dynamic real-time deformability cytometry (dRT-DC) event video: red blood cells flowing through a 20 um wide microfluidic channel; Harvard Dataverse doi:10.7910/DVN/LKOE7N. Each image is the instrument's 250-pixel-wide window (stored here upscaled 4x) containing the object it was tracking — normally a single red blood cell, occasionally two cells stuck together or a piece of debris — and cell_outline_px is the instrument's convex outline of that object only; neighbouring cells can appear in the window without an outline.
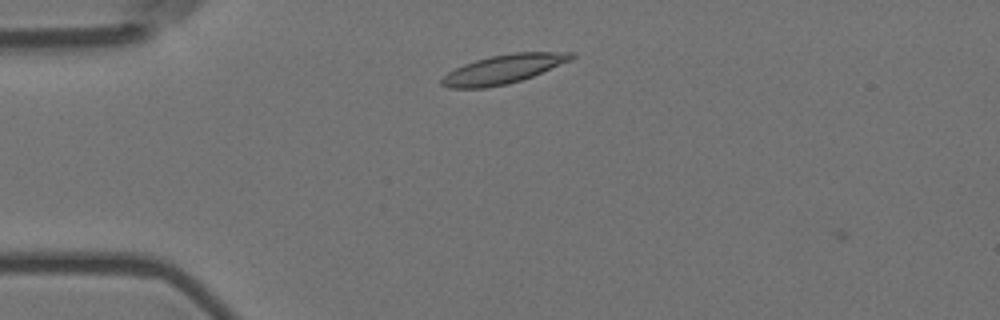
{"species": "Egyptian fruit bat (a non-hibernating species)", "species_latin": "Rousettus aegyptiacus", "temperature_condition": "room temperature", "stored_images_in_passage": 4, "camera_frame_rate_fps": 3000, "um_per_image_px": 0.085, "animal": {"sex": "female"}, "frame": {"image": 1, "passage_image": 2, "time_ms": 0.333, "image_size_px": [1000, 320], "cell_outline_px": [[576, 56], [572, 60], [532, 76], [508, 84], [484, 88], [448, 88], [440, 84], [440, 80], [448, 72], [464, 64], [476, 60], [492, 56], [512, 52], [576, 52]], "centroid_in_image_um": [42.8, 5.87], "position_along_channel_um": 42.2, "area_um2": 21.79}}
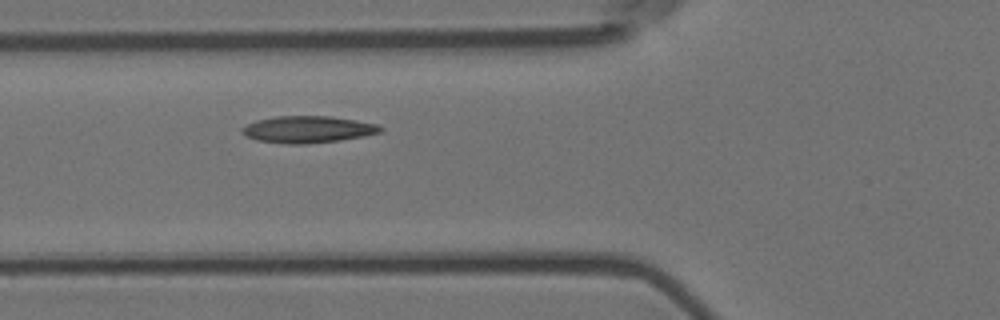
{"frame": {"image": 2, "passage_image": 4, "time_ms": 1.0, "image_size_px": [1000, 320], "cell_outline_px": [[384, 128], [380, 132], [364, 136], [340, 140], [304, 144], [288, 144], [256, 140], [244, 136], [240, 132], [240, 128], [256, 120], [276, 116], [332, 116], [356, 120], [376, 124]], "centroid_in_image_um": [26.13, 11.0], "position_along_channel_um": 99.7, "area_um2": 21.73}}